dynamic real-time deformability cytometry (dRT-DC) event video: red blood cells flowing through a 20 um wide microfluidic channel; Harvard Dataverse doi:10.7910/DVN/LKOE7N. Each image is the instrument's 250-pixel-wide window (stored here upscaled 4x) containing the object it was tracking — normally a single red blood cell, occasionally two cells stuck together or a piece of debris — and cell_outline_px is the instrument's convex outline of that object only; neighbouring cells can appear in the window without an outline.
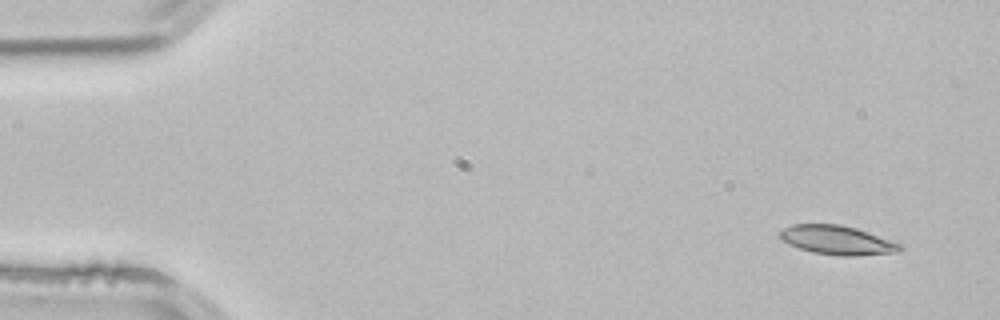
{"species": "common noctule bat (a hibernating species)", "species_latin": "Nyctalus noctula", "temperature_condition": "room temperature", "stored_images_in_passage": 3, "camera_frame_rate_fps": 3000, "um_per_image_px": 0.085, "animal": {"sex": "male", "body_mass_g": 21.5, "forearm_length_mm": 52.0}, "frame": {"image": 1, "passage_image": 1, "time_ms": 0.0, "image_size_px": [1000, 320], "cell_outline_px": [[904, 248], [900, 252], [856, 256], [840, 256], [812, 252], [788, 244], [780, 236], [780, 232], [784, 228], [792, 224], [840, 224], [856, 228], [904, 244]], "centroid_in_image_um": [71.24, 20.42], "position_along_channel_um": 13.8, "area_um2": 20.46}}
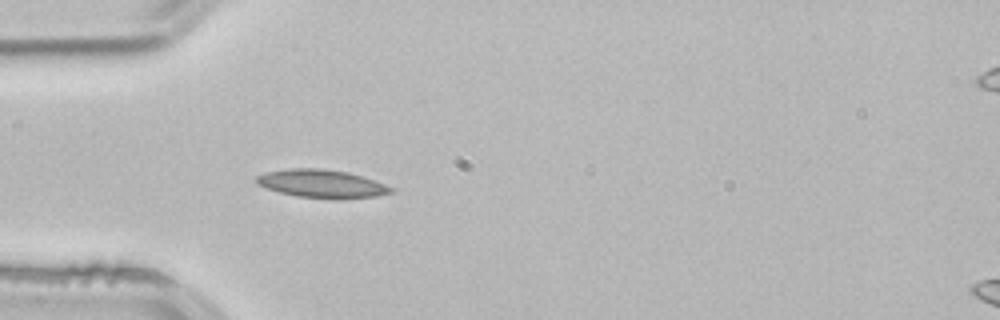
{"frame": {"image": 2, "passage_image": 3, "time_ms": 0.667, "image_size_px": [1000, 320], "cell_outline_px": [[392, 192], [376, 196], [296, 196], [280, 192], [256, 184], [256, 176], [268, 172], [288, 168], [320, 168], [348, 172], [384, 184], [392, 188]], "centroid_in_image_um": [27.26, 15.56], "position_along_channel_um": 57.7, "area_um2": 20.81}}